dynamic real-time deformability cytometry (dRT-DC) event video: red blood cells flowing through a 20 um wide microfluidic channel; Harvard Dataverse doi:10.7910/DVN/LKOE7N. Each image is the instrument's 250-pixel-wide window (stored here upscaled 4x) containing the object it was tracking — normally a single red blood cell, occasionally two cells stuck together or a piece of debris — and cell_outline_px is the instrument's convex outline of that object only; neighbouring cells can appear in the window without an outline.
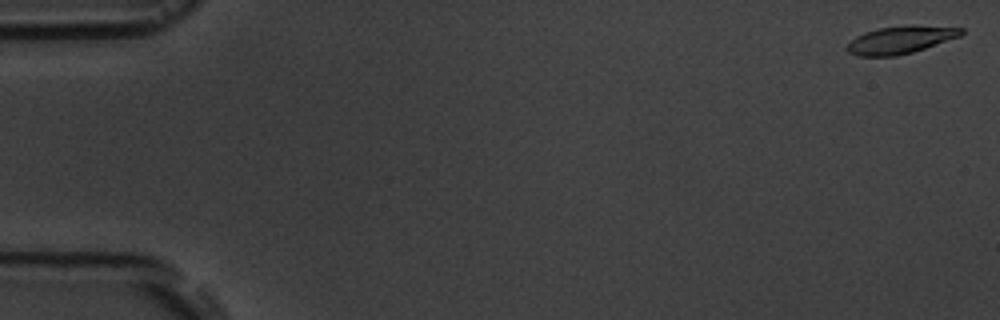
{"species": "common noctule bat (a hibernating species)", "species_latin": "Nyctalus noctula", "temperature_condition": "room temperature", "stored_images_in_passage": 4, "camera_frame_rate_fps": 3000, "um_per_image_px": 0.085, "animal": {"sex": "male", "body_mass_g": 19.5, "forearm_length_mm": 54.6}, "frame": {"image": 1, "passage_image": 1, "time_ms": 0.0, "image_size_px": [1000, 320], "cell_outline_px": [[964, 32], [960, 36], [912, 52], [896, 56], [856, 56], [848, 52], [844, 48], [856, 36], [864, 32], [880, 28], [912, 24], [964, 28]], "centroid_in_image_um": [76.52, 3.38], "position_along_channel_um": 8.5, "area_um2": 18.38}}
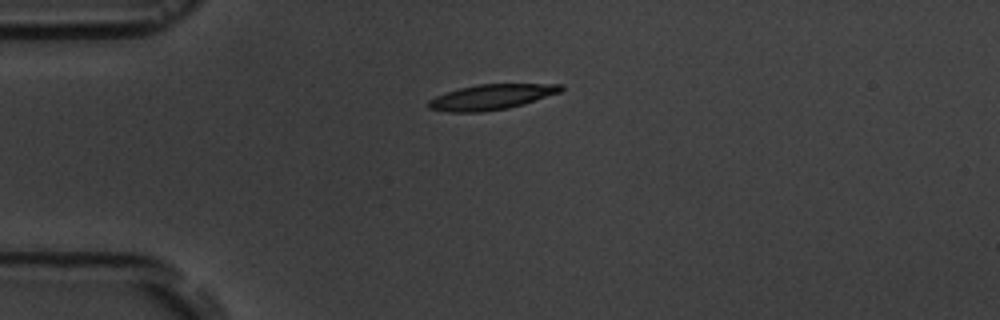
{"frame": {"image": 2, "passage_image": 4, "time_ms": 4.333, "image_size_px": [1000, 320], "cell_outline_px": [[564, 88], [560, 92], [524, 104], [508, 108], [484, 112], [448, 112], [428, 108], [428, 100], [436, 96], [460, 88], [476, 84], [564, 84]], "centroid_in_image_um": [41.77, 8.25], "position_along_channel_um": 43.2, "area_um2": 19.48}}